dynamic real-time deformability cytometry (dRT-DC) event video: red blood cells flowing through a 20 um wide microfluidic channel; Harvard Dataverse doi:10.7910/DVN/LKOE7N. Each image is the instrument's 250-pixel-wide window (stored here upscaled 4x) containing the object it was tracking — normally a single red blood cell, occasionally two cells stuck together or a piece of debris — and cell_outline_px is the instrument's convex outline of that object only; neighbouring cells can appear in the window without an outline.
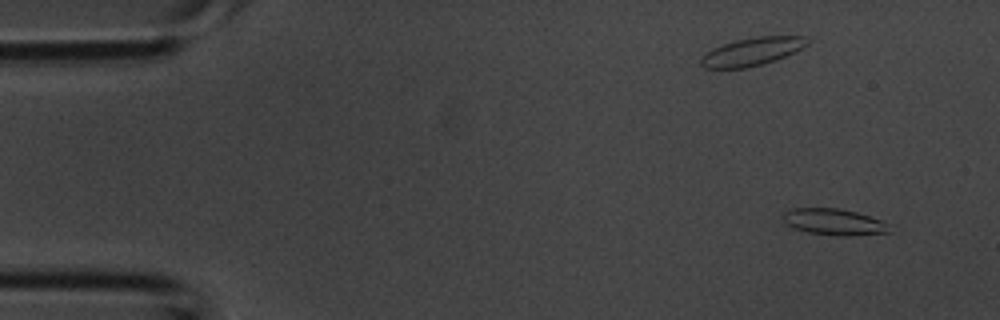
{"species": "common noctule bat (a hibernating species)", "species_latin": "Nyctalus noctula", "temperature_condition": "room temperature", "stored_images_in_passage": 4, "camera_frame_rate_fps": 3000, "um_per_image_px": 0.085, "animal": {"sex": "male", "body_mass_g": 20.1, "forearm_length_mm": 53.5}, "frame": {"image": 1, "passage_image": 1, "time_ms": 0.0, "image_size_px": [1000, 320], "cell_outline_px": [[892, 232], [848, 236], [836, 236], [808, 232], [796, 228], [788, 224], [780, 216], [784, 212], [792, 208], [840, 208], [856, 212], [880, 220], [888, 224]], "centroid_in_image_um": [70.89, 18.86], "position_along_channel_um": 14.1, "area_um2": 16.3}}